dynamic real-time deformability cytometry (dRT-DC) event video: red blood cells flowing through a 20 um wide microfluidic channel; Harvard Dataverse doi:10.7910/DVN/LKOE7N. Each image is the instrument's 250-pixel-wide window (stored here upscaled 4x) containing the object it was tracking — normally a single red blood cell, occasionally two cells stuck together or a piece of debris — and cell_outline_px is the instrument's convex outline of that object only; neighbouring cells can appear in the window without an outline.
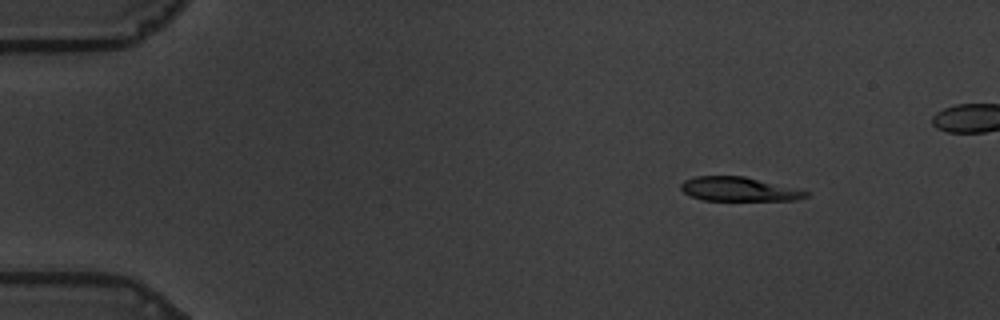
{"species": "common noctule bat (a hibernating species)", "species_latin": "Nyctalus noctula", "temperature_condition": "warm", "stored_images_in_passage": 49, "camera_frame_rate_fps": 3000, "um_per_image_px": 0.085, "animal": {"sex": "male", "body_mass_g": 19.5, "forearm_length_mm": 54.6}, "frame": {"image": 1, "passage_image": 1, "time_ms": 0.0, "image_size_px": [1000, 320], "cell_outline_px": [[808, 196], [796, 200], [704, 200], [692, 196], [684, 192], [680, 188], [680, 184], [684, 180], [696, 176], [744, 176], [808, 192]], "centroid_in_image_um": [62.74, 16.08], "position_along_channel_um": 22.3, "area_um2": 17.17}}
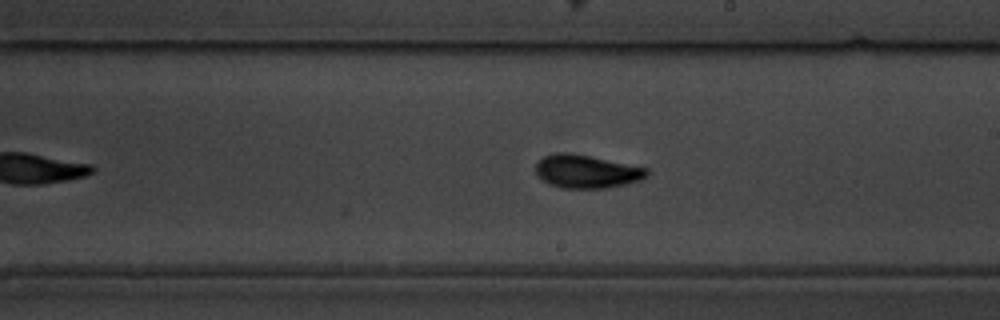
{"frame": {"image": 2, "passage_image": 25, "time_ms": 8.0, "image_size_px": [1000, 320], "cell_outline_px": [[648, 176], [640, 180], [628, 184], [608, 188], [560, 188], [548, 184], [536, 176], [536, 160], [544, 156], [556, 152], [568, 152], [592, 156], [648, 168]], "centroid_in_image_um": [49.83, 14.57], "position_along_channel_um": 239.2, "area_um2": 21.96}}
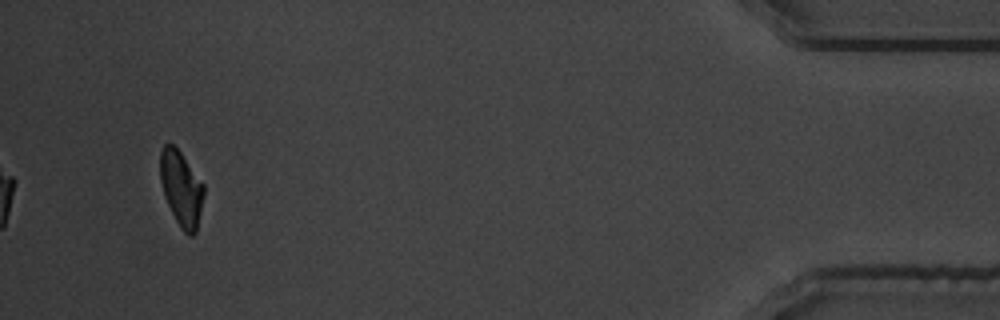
{"frame": {"image": 3, "passage_image": 46, "time_ms": 15.0, "image_size_px": [1000, 320], "cell_outline_px": [[204, 196], [196, 232], [192, 236], [188, 236], [180, 228], [164, 196], [160, 180], [160, 152], [164, 144], [172, 144], [180, 152], [204, 184]], "centroid_in_image_um": [15.41, 16.04], "position_along_channel_um": 419.8, "area_um2": 19.02}, "authors_computed_cell_mechanics": {"area_um2": 20.3456, "velocity_mm_per_s": 3.5533, "shape_relaxation_time_tau1_ms": 3.304, "shape_relaxation_time_tau2_ms": 1.5752, "deformation_change_tau1": 0.1719, "deformation_change_tau2": 0.0692}}